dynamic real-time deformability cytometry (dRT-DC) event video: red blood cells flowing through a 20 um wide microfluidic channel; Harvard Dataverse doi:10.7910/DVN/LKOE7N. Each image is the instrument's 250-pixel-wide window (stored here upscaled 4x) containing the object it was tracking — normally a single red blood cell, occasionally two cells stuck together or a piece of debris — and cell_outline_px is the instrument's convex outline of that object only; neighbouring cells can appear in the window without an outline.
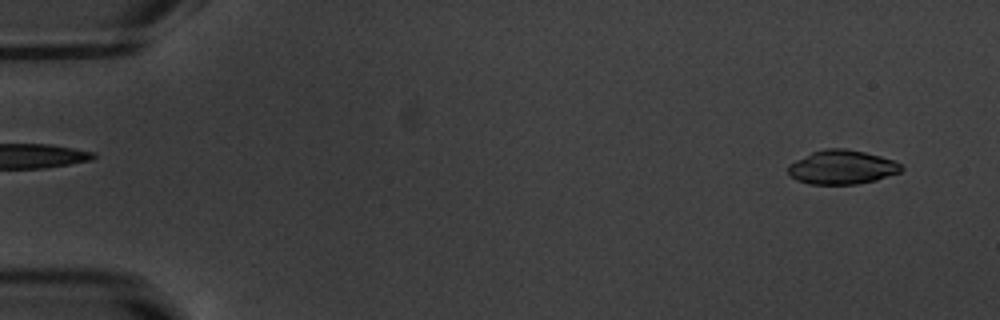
{"species": "common noctule bat (a hibernating species)", "species_latin": "Nyctalus noctula", "temperature_condition": "warm", "stored_images_in_passage": 53, "camera_frame_rate_fps": 3000, "um_per_image_px": 0.085, "animal": {"sex": "male", "body_mass_g": 20.1, "forearm_length_mm": 53.5}, "frame": {"image": 1, "passage_image": 3, "time_ms": 0.667, "image_size_px": [1000, 320], "cell_outline_px": [[904, 168], [900, 172], [876, 180], [856, 184], [808, 184], [796, 180], [788, 172], [788, 168], [796, 160], [812, 152], [828, 148], [844, 148], [864, 152], [880, 156], [892, 160], [900, 164]], "centroid_in_image_um": [71.58, 14.22], "position_along_channel_um": 13.4, "area_um2": 22.2}}
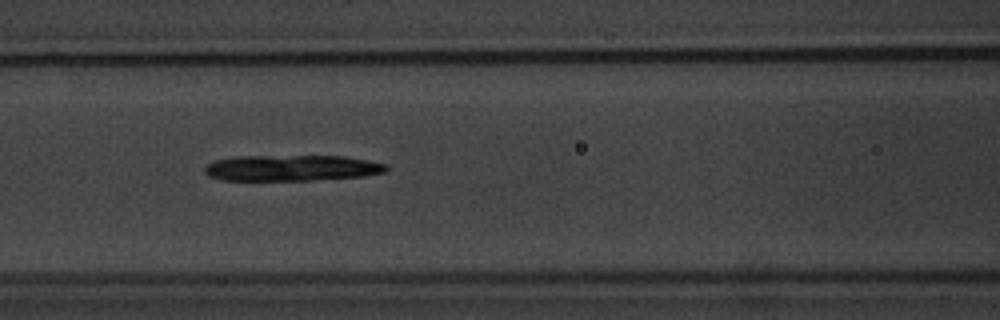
{"frame": {"image": 2, "passage_image": 23, "time_ms": 7.333, "image_size_px": [1000, 320], "cell_outline_px": [[388, 172], [364, 176], [312, 180], [220, 180], [208, 176], [204, 172], [204, 168], [212, 160], [236, 156], [344, 156], [388, 164]], "centroid_in_image_um": [24.78, 14.28], "position_along_channel_um": 141.8, "area_um2": 27.69}}
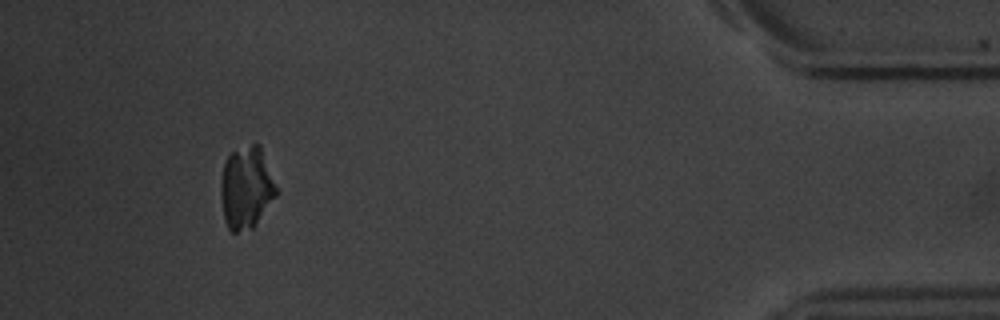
{"frame": {"image": 3, "passage_image": 49, "time_ms": 16.0, "image_size_px": [1000, 320], "cell_outline_px": [[276, 196], [252, 228], [236, 232], [232, 232], [228, 228], [224, 220], [220, 196], [220, 184], [224, 164], [228, 156], [232, 152], [256, 140], [260, 144], [276, 188]], "centroid_in_image_um": [20.9, 15.93], "position_along_channel_um": 414.3, "area_um2": 26.47}, "authors_computed_cell_mechanics": {"area_um2": 27.6862, "velocity_mm_per_s": 3.8282, "shape_relaxation_time_tau1_ms": 4.0603, "shape_relaxation_time_tau2_ms": null, "deformation_change_tau1": 0.1478, "deformation_change_tau2": null}}